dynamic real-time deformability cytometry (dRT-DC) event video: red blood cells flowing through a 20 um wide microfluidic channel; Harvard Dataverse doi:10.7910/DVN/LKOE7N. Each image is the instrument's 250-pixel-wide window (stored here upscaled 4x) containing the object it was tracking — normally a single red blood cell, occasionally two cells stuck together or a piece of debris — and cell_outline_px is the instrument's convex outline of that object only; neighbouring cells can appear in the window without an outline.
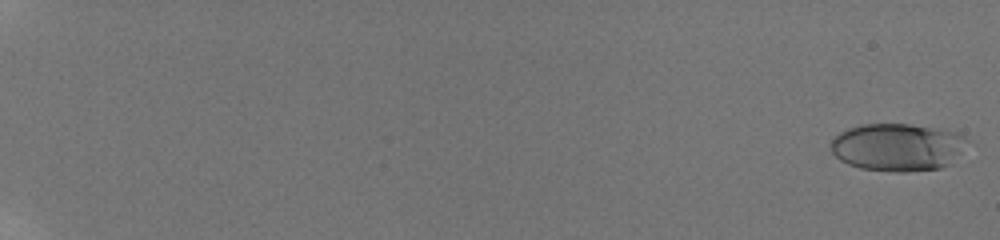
{"species": "human", "species_latin": "Homo sapiens", "temperature_condition": "room temperature", "stored_images_in_passage": 24, "camera_frame_rate_fps": 3000, "um_per_image_px": 0.085, "donor": {"sex": "male"}, "frame": {"image": 1, "passage_image": 1, "time_ms": 0.0, "image_size_px": [1000, 240], "cell_outline_px": [[968, 140], [952, 164], [940, 168], [904, 172], [896, 172], [860, 168], [848, 164], [840, 160], [832, 152], [832, 136], [848, 128], [864, 124], [908, 124], [944, 128], [956, 132], [964, 136]], "centroid_in_image_um": [76.3, 12.5], "position_along_channel_um": 8.7, "area_um2": 38.09}}
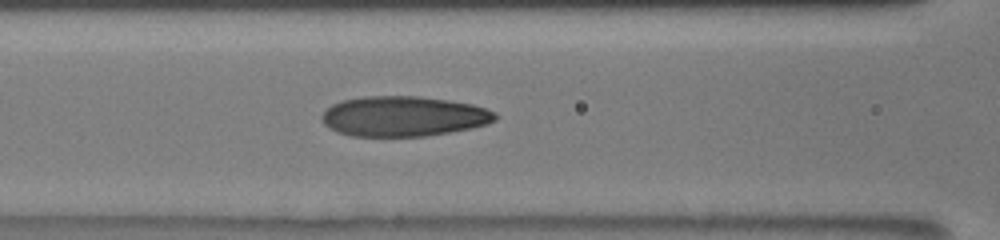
{"frame": {"image": 2, "passage_image": 19, "time_ms": 9.667, "image_size_px": [1000, 240], "cell_outline_px": [[496, 120], [488, 124], [472, 128], [424, 136], [352, 136], [336, 132], [328, 128], [320, 120], [320, 116], [332, 104], [344, 100], [364, 96], [420, 96], [448, 100], [472, 104], [496, 112]], "centroid_in_image_um": [34.28, 9.88], "position_along_channel_um": 132.3, "area_um2": 40.69}}
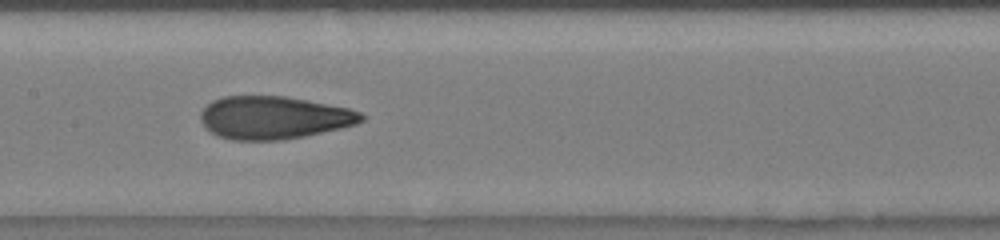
{"frame": {"image": 3, "passage_image": 23, "time_ms": 11.0, "image_size_px": [1000, 240], "cell_outline_px": [[364, 120], [356, 124], [340, 128], [304, 136], [280, 140], [232, 140], [216, 136], [200, 120], [200, 112], [212, 100], [224, 96], [284, 96], [348, 108], [360, 112], [364, 116]], "centroid_in_image_um": [23.25, 10.0], "position_along_channel_um": 184.2, "area_um2": 39.88}}